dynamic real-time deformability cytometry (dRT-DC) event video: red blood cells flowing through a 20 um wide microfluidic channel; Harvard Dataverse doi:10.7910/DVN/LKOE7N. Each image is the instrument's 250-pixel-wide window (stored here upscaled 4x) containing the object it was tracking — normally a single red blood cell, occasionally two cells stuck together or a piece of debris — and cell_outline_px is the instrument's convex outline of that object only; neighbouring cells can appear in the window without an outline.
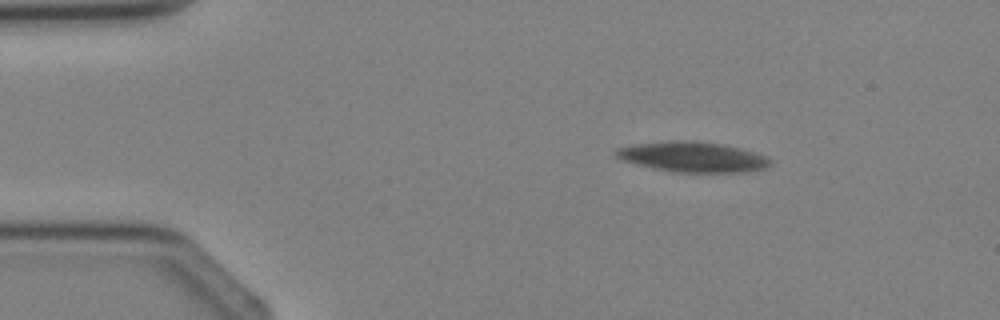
{"species": "Egyptian fruit bat (a non-hibernating species)", "species_latin": "Rousettus aegyptiacus", "temperature_condition": "cold", "stored_images_in_passage": 2, "camera_frame_rate_fps": 3000, "um_per_image_px": 0.085, "animal": {"sex": "female"}, "frame": {"image": 1, "passage_image": 1, "time_ms": 0.0, "image_size_px": [1000, 320], "cell_outline_px": [[772, 164], [764, 168], [748, 172], [676, 172], [636, 164], [624, 160], [616, 156], [616, 148], [632, 144], [668, 140], [696, 140], [724, 144], [756, 152], [768, 156], [772, 160]], "centroid_in_image_um": [58.93, 13.32], "position_along_channel_um": 26.1, "area_um2": 27.46}}
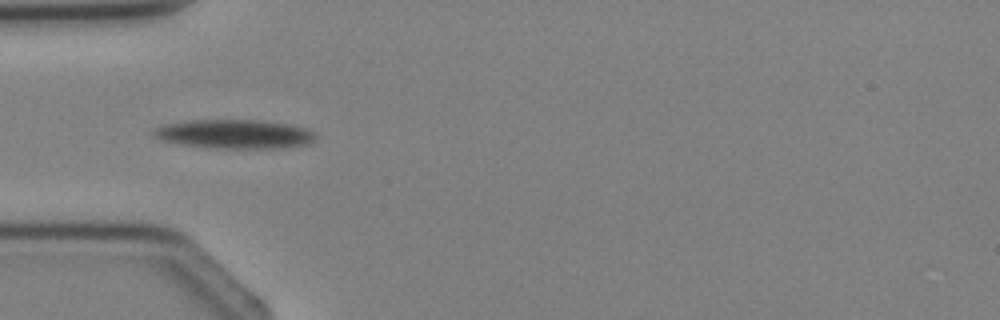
{"frame": {"image": 2, "passage_image": 2, "time_ms": 2.0, "image_size_px": [1000, 320], "cell_outline_px": [[316, 140], [308, 144], [284, 148], [208, 148], [160, 140], [152, 136], [152, 132], [156, 128], [164, 124], [188, 120], [260, 120], [292, 124], [308, 128], [316, 132]], "centroid_in_image_um": [19.99, 11.39], "position_along_channel_um": 65.0, "area_um2": 27.8}}